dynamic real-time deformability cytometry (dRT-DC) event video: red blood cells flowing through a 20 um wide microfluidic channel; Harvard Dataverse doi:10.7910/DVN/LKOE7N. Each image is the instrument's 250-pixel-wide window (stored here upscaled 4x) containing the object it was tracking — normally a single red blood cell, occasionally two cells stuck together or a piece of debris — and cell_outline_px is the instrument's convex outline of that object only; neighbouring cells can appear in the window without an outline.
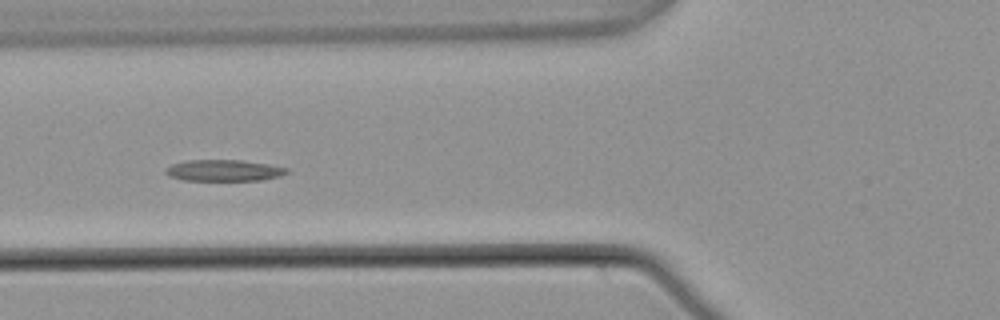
{"species": "common noctule bat (a hibernating species)", "species_latin": "Nyctalus noctula", "temperature_condition": "warm", "stored_images_in_passage": 6, "camera_frame_rate_fps": 3000, "um_per_image_px": 0.085, "animal": {"sex": "male", "body_mass_g": 21.5, "forearm_length_mm": 52.0}, "frame": {"image": 1, "passage_image": 6, "time_ms": 1.667, "image_size_px": [1000, 320], "cell_outline_px": [[292, 172], [280, 176], [260, 180], [184, 180], [168, 176], [164, 172], [172, 164], [188, 160], [240, 160], [268, 164], [288, 168]], "centroid_in_image_um": [19.07, 14.49], "position_along_channel_um": 106.7, "area_um2": 15.03}}